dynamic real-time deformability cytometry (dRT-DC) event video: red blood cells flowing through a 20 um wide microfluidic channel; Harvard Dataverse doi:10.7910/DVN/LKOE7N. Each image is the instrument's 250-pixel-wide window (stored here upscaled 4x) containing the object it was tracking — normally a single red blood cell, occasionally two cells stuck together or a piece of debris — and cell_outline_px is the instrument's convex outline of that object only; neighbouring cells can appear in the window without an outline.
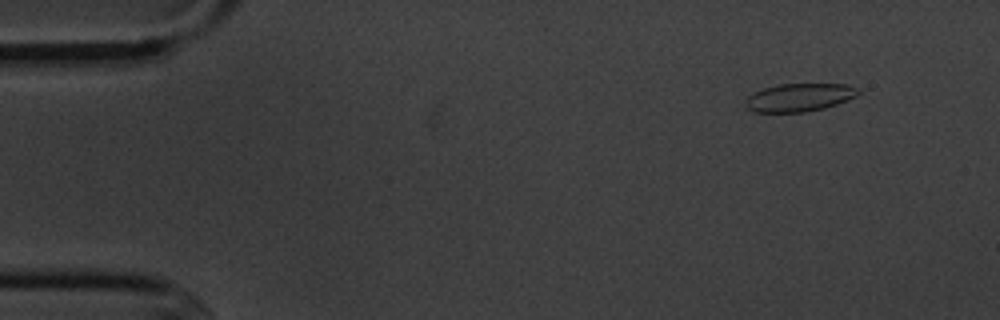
{"species": "common noctule bat (a hibernating species)", "species_latin": "Nyctalus noctula", "temperature_condition": "cold", "stored_images_in_passage": 5, "camera_frame_rate_fps": 3000, "um_per_image_px": 0.085, "animal": {"sex": "male", "body_mass_g": 20.1, "forearm_length_mm": 53.5}, "frame": {"image": 1, "passage_image": 1, "time_ms": 0.0, "image_size_px": [1000, 320], "cell_outline_px": [[860, 92], [856, 96], [848, 100], [824, 108], [804, 112], [752, 112], [744, 104], [744, 100], [748, 96], [764, 88], [780, 84], [848, 84], [860, 88]], "centroid_in_image_um": [67.96, 8.28], "position_along_channel_um": 17.0, "area_um2": 18.5}}
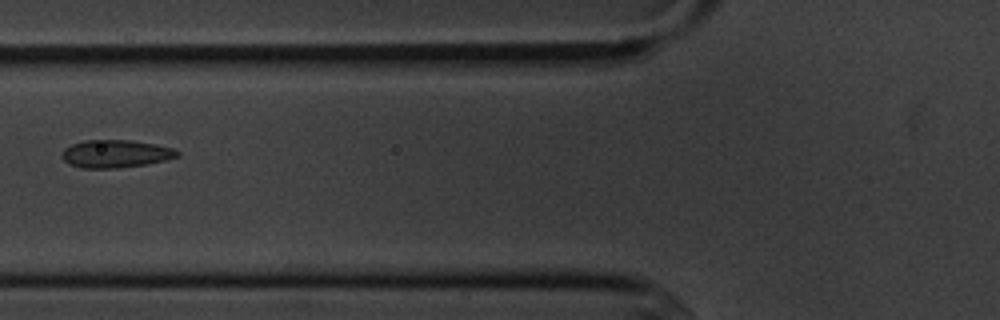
{"frame": {"image": 2, "passage_image": 5, "time_ms": 5.333, "image_size_px": [1000, 320], "cell_outline_px": [[180, 156], [164, 160], [144, 164], [116, 168], [80, 168], [68, 164], [60, 156], [60, 152], [64, 148], [72, 144], [84, 140], [132, 140], [156, 144], [172, 148], [180, 152]], "centroid_in_image_um": [9.78, 13.06], "position_along_channel_um": 116.0, "area_um2": 18.79}}